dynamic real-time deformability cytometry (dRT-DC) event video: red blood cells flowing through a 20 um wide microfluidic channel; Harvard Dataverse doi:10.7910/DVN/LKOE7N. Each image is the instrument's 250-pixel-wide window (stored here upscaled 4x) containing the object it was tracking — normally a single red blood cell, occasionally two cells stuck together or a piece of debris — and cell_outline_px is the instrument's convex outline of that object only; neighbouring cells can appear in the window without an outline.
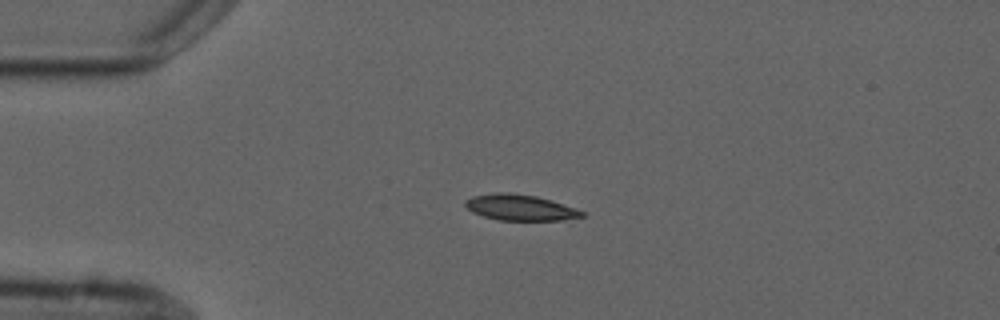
{"species": "common noctule bat (a hibernating species)", "species_latin": "Nyctalus noctula", "temperature_condition": "cold", "stored_images_in_passage": 4, "camera_frame_rate_fps": 3000, "um_per_image_px": 0.085, "animal": {"sex": "male", "forearm_length_mm": 52.5}, "frame": {"image": 1, "passage_image": 3, "time_ms": 2.333, "image_size_px": [1000, 320], "cell_outline_px": [[584, 216], [560, 220], [500, 220], [484, 216], [472, 212], [464, 204], [464, 200], [472, 196], [496, 192], [508, 192], [536, 196], [552, 200], [584, 212]], "centroid_in_image_um": [44.16, 17.63], "position_along_channel_um": 40.8, "area_um2": 17.46}}